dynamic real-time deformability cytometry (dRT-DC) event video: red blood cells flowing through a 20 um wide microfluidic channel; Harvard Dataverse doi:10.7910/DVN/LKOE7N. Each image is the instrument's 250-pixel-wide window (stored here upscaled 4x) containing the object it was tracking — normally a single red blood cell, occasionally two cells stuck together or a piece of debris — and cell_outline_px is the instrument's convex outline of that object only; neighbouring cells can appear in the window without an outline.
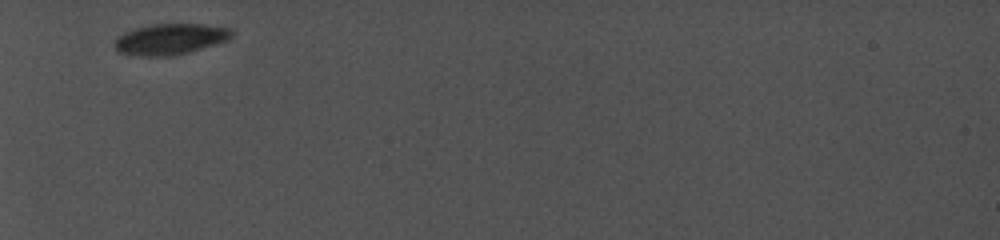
{"species": "common noctule bat (a hibernating species)", "species_latin": "Nyctalus noctula", "temperature_condition": "cold", "stored_images_in_passage": 26, "camera_frame_rate_fps": 5000, "um_per_image_px": 0.085, "animal": {"sex": "female", "body_mass_g": 19.0, "forearm_length_mm": 56.7}, "frame": {"image": 1, "passage_image": 1, "time_ms": 0.0, "image_size_px": [1000, 240], "cell_outline_px": [[232, 36], [228, 40], [216, 44], [188, 52], [172, 56], [140, 56], [120, 52], [112, 44], [116, 36], [124, 32], [148, 24], [204, 24], [232, 28]], "centroid_in_image_um": [14.45, 3.32], "position_along_channel_um": 70.5, "area_um2": 21.27}}
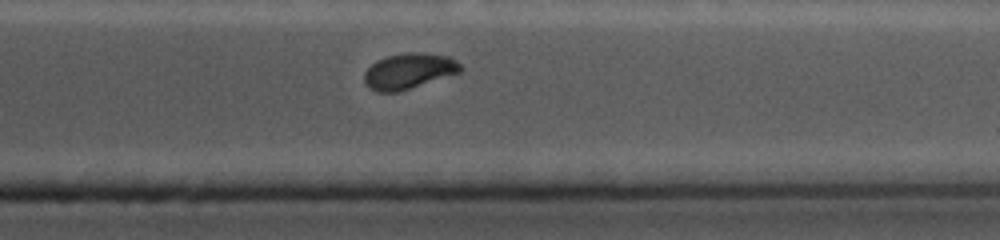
{"frame": {"image": 2, "passage_image": 22, "time_ms": 8.4, "image_size_px": [1000, 240], "cell_outline_px": [[464, 68], [460, 72], [396, 92], [376, 92], [364, 80], [364, 72], [376, 60], [388, 56], [408, 52], [424, 52], [452, 56]], "centroid_in_image_um": [34.79, 6.01], "position_along_channel_um": 376.6, "area_um2": 19.83}}
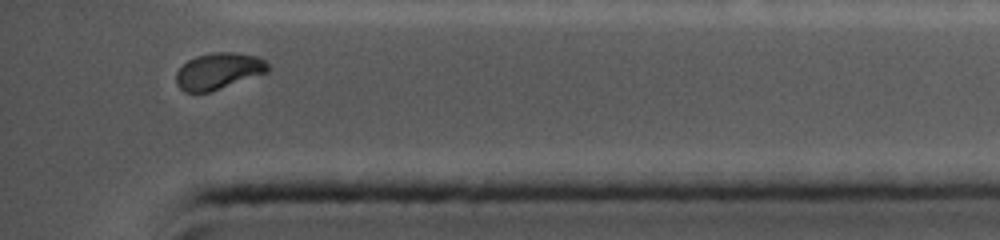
{"frame": {"image": 3, "passage_image": 25, "time_ms": 9.4, "image_size_px": [1000, 240], "cell_outline_px": [[272, 68], [268, 72], [208, 92], [184, 92], [176, 84], [176, 72], [188, 60], [196, 56], [212, 52], [236, 52], [256, 56], [264, 60]], "centroid_in_image_um": [18.58, 6.03], "position_along_channel_um": 416.6, "area_um2": 19.42}, "authors_computed_cell_mechanics": {"area_um2": 21.1837, "velocity_mm_per_s": 3.893, "shape_relaxation_time_tau1_ms": 5.4443, "shape_relaxation_time_tau2_ms": 1.5036, "deformation_change_tau1": 0.1225, "deformation_change_tau2": 0.0246}}